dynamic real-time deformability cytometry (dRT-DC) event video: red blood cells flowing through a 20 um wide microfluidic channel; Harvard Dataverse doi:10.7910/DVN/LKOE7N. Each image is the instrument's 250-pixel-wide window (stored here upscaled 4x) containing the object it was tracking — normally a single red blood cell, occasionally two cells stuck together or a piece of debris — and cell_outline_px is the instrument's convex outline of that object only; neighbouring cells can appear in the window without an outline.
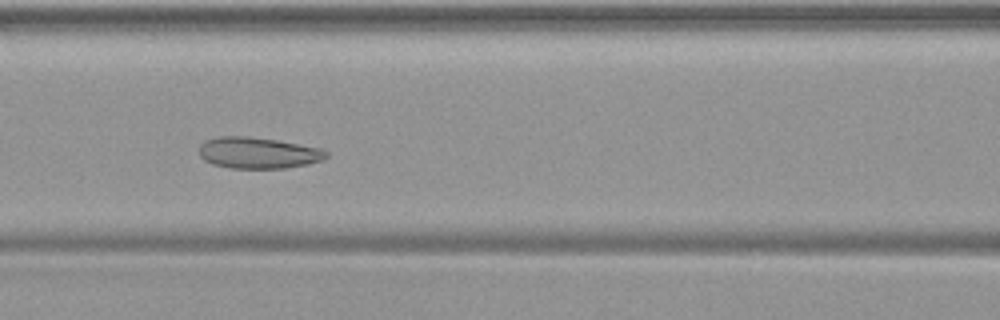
{"species": "common noctule bat (a hibernating species)", "species_latin": "Nyctalus noctula", "temperature_condition": "warm", "stored_images_in_passage": 50, "camera_frame_rate_fps": 3000, "um_per_image_px": 0.085, "animal": {"sex": "female", "body_mass_g": 19.9}, "frame": {"image": 1, "passage_image": 22, "time_ms": 7.0, "image_size_px": [1000, 320], "cell_outline_px": [[328, 156], [324, 160], [308, 164], [284, 168], [228, 168], [212, 164], [204, 160], [200, 156], [200, 144], [204, 140], [220, 136], [248, 136], [276, 140], [320, 148], [328, 152]], "centroid_in_image_um": [21.92, 12.99], "position_along_channel_um": 144.7, "area_um2": 23.24}}
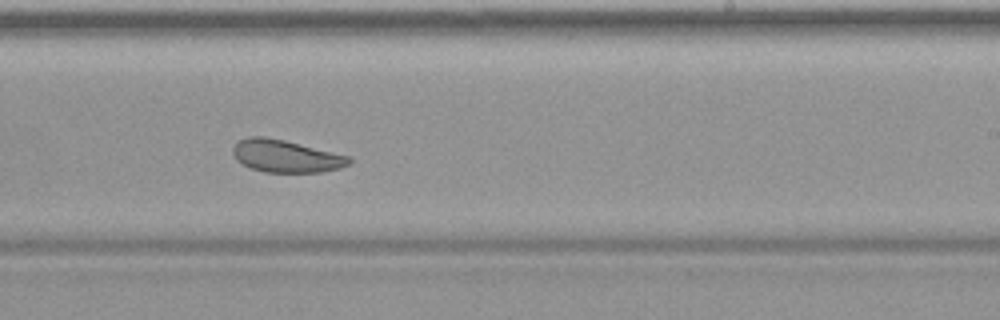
{"frame": {"image": 2, "passage_image": 31, "time_ms": 10.0, "image_size_px": [1000, 320], "cell_outline_px": [[352, 160], [348, 164], [340, 168], [320, 172], [264, 172], [252, 168], [236, 160], [232, 152], [232, 148], [240, 140], [248, 136], [264, 136], [284, 140], [352, 156]], "centroid_in_image_um": [24.32, 13.26], "position_along_channel_um": 264.7, "area_um2": 21.96}}
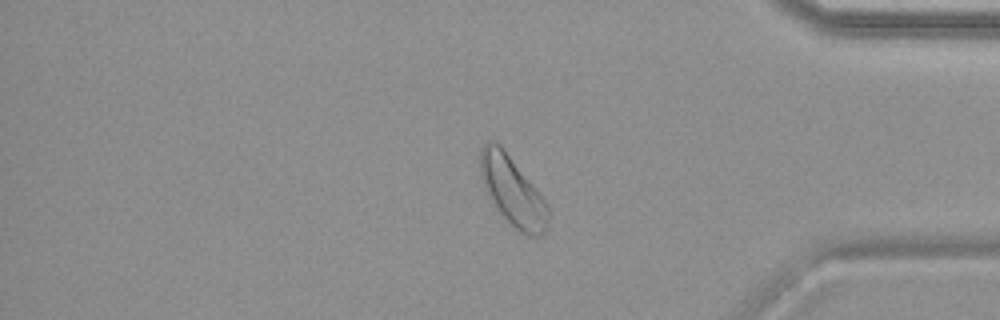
{"frame": {"image": 3, "passage_image": 42, "time_ms": 13.667, "image_size_px": [1000, 320], "cell_outline_px": [[548, 224], [544, 232], [540, 236], [528, 236], [520, 232], [496, 212], [484, 188], [480, 172], [480, 148], [488, 140], [496, 140], [504, 148], [536, 188], [544, 200], [548, 208]], "centroid_in_image_um": [43.52, 16.23], "position_along_channel_um": 391.7, "area_um2": 27.69}}